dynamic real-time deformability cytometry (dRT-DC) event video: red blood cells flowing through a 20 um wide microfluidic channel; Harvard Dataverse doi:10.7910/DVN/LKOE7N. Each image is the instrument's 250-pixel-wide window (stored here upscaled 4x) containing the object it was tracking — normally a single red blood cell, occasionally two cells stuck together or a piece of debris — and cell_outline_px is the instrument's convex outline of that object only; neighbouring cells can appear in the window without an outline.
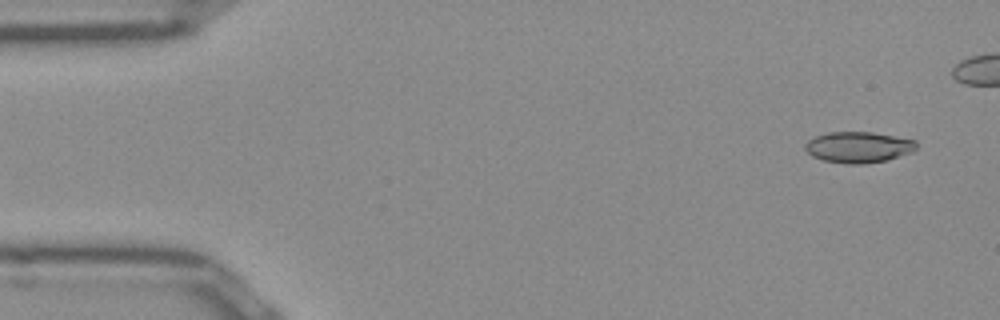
{"species": "Egyptian fruit bat (a non-hibernating species)", "species_latin": "Rousettus aegyptiacus", "temperature_condition": "room temperature", "stored_images_in_passage": 42, "camera_frame_rate_fps": 3000, "um_per_image_px": 0.085, "frame": {"image": 1, "passage_image": 3, "time_ms": 0.667, "image_size_px": [1000, 320], "cell_outline_px": [[916, 148], [912, 152], [888, 160], [864, 164], [844, 164], [824, 160], [812, 156], [804, 148], [804, 144], [808, 140], [816, 136], [828, 132], [872, 132], [916, 140]], "centroid_in_image_um": [72.96, 12.51], "position_along_channel_um": 12.0, "area_um2": 20.17}}
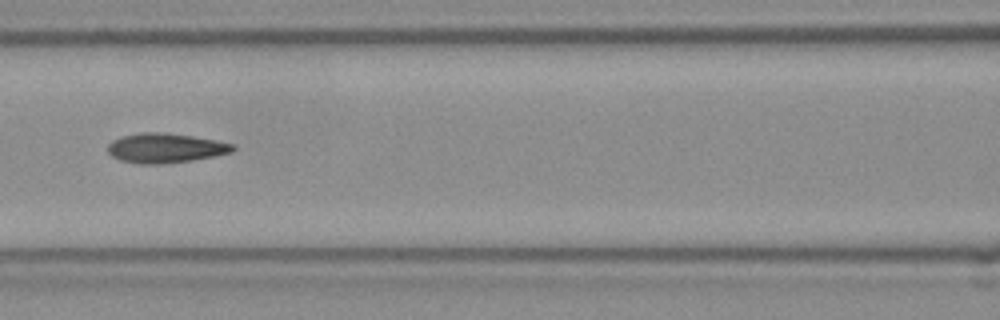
{"frame": {"image": 2, "passage_image": 22, "time_ms": 7.0, "image_size_px": [1000, 320], "cell_outline_px": [[236, 148], [232, 152], [192, 160], [160, 164], [140, 164], [120, 160], [112, 156], [108, 152], [108, 144], [112, 140], [124, 136], [140, 132], [164, 132], [192, 136], [216, 140], [232, 144]], "centroid_in_image_um": [14.04, 12.58], "position_along_channel_um": 152.6, "area_um2": 21.44}}
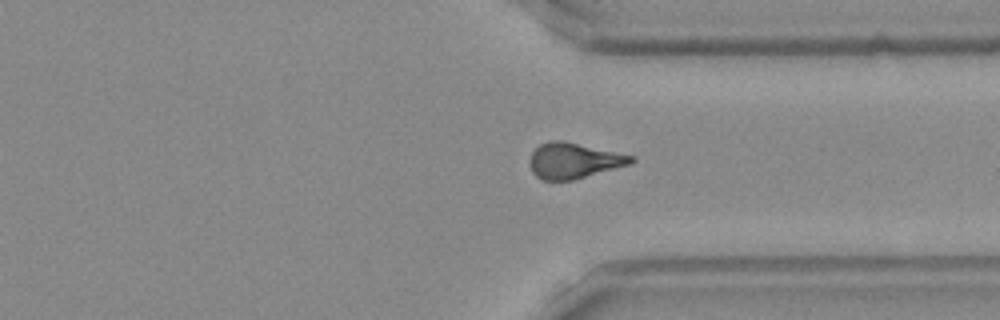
{"frame": {"image": 3, "passage_image": 38, "time_ms": 12.333, "image_size_px": [1000, 320], "cell_outline_px": [[636, 160], [632, 164], [572, 180], [540, 180], [532, 172], [532, 152], [540, 144], [552, 140], [564, 140], [636, 156]], "centroid_in_image_um": [48.84, 13.64], "position_along_channel_um": 362.6, "area_um2": 21.04}}